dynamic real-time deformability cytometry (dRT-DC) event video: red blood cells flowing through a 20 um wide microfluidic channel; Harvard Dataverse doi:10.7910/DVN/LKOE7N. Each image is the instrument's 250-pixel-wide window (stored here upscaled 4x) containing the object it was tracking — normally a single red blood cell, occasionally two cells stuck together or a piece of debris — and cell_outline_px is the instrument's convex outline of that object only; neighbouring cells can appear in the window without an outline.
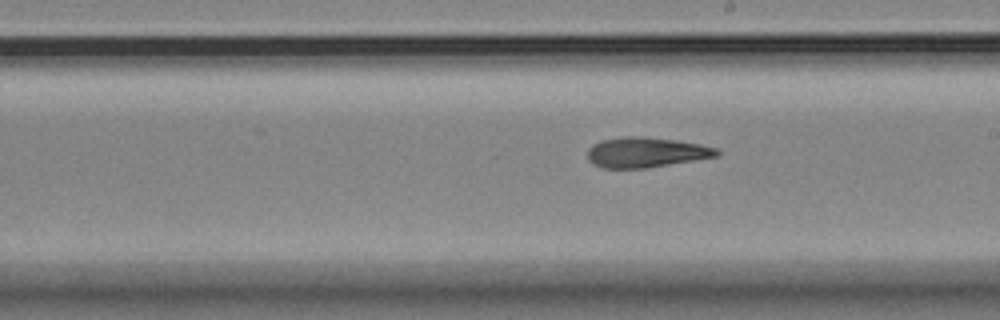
{"species": "Egyptian fruit bat (a non-hibernating species)", "species_latin": "Rousettus aegyptiacus", "temperature_condition": "room temperature", "stored_images_in_passage": 9, "segment_of_instrument_passage": [2, 2], "camera_frame_rate_fps": 3000, "um_per_image_px": 0.085, "animal": {"sex": "female"}, "frame": {"image": 1, "passage_image": 9, "time_ms": 10.0, "image_size_px": [1000, 320], "cell_outline_px": [[720, 152], [716, 156], [644, 168], [604, 168], [592, 164], [588, 160], [588, 148], [592, 144], [600, 140], [624, 136], [644, 136], [676, 140], [700, 144], [716, 148]], "centroid_in_image_um": [54.84, 12.93], "position_along_channel_um": 234.2, "area_um2": 22.6}}